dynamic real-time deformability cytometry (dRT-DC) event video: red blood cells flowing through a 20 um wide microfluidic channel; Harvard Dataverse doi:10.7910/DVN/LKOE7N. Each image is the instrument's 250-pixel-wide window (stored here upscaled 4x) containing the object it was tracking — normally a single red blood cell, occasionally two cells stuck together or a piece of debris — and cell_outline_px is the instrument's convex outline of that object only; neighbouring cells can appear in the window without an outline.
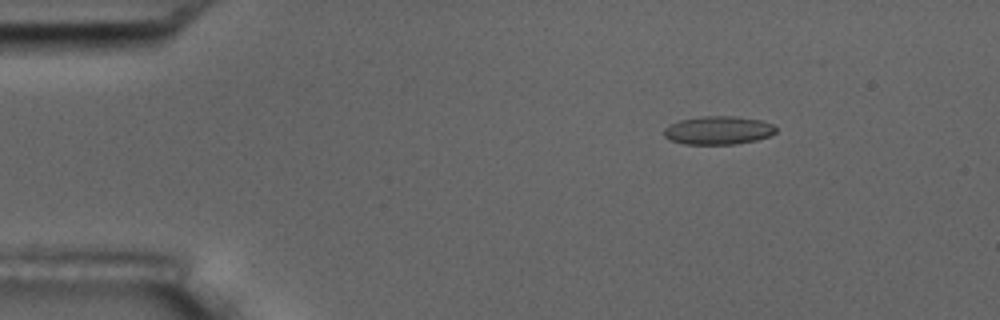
{"species": "common noctule bat (a hibernating species)", "species_latin": "Nyctalus noctula", "temperature_condition": "room temperature", "stored_images_in_passage": 4, "camera_frame_rate_fps": 3000, "um_per_image_px": 0.085, "animal": {"sex": "male", "body_mass_g": 17.5, "forearm_length_mm": 52.3}, "frame": {"image": 1, "passage_image": 2, "time_ms": 2.0, "image_size_px": [1000, 320], "cell_outline_px": [[776, 132], [768, 136], [756, 140], [736, 144], [684, 144], [672, 140], [664, 136], [664, 128], [680, 120], [700, 116], [736, 116], [760, 120], [772, 124], [776, 128]], "centroid_in_image_um": [61.06, 11.07], "position_along_channel_um": 23.9, "area_um2": 18.38}}